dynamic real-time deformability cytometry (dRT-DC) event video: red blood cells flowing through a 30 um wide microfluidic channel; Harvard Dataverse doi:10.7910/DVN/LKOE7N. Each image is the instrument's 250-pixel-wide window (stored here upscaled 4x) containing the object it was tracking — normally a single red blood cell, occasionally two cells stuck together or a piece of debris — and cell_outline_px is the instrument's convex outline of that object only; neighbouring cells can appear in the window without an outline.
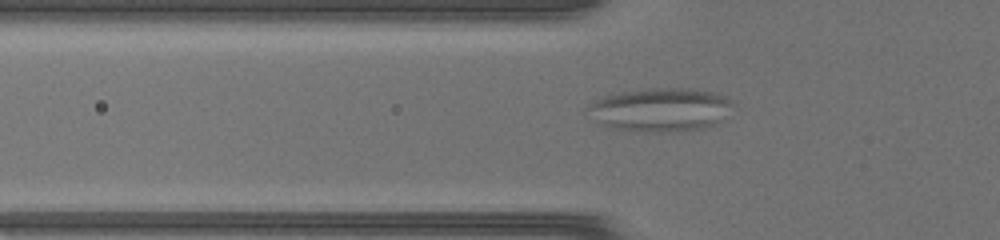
{"species": "common noctule bat (a hibernating species)", "species_latin": "Nyctalus noctula", "temperature_condition": "warm", "stored_images_in_passage": 33, "camera_frame_rate_fps": 3000, "um_per_image_px": 0.085, "animal": {"sex": "female", "body_mass_g": 17.0, "forearm_length_mm": 48.0}, "frame": {"image": 1, "passage_image": 5, "time_ms": 1.333, "image_size_px": [1000, 240], "cell_outline_px": [[728, 104], [720, 120], [704, 128], [620, 128], [604, 124], [584, 108], [588, 104], [612, 92], [648, 88], [688, 88], [720, 92], [728, 100]], "centroid_in_image_um": [56.08, 9.21], "position_along_channel_um": 69.7, "area_um2": 34.56}}
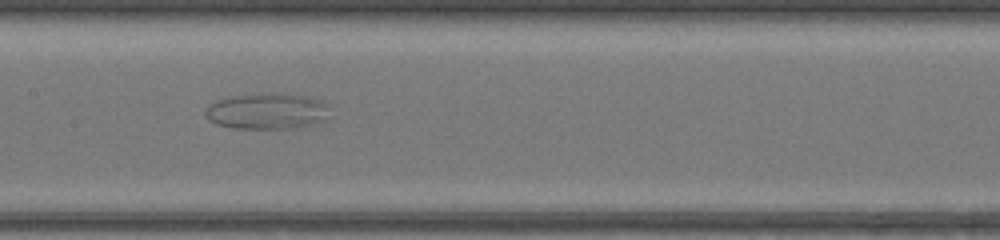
{"frame": {"image": 2, "passage_image": 13, "time_ms": 4.0, "image_size_px": [1000, 240], "cell_outline_px": [[324, 104], [320, 120], [308, 124], [292, 128], [236, 128], [216, 124], [208, 116], [208, 108], [216, 100], [236, 96], [264, 92], [304, 96], [320, 100]], "centroid_in_image_um": [22.6, 9.43], "position_along_channel_um": 184.8, "area_um2": 24.68}}
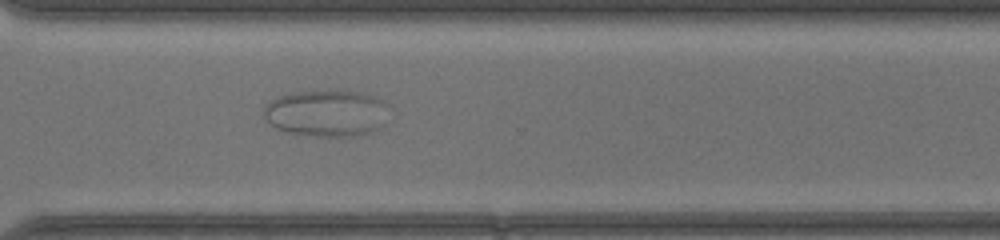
{"frame": {"image": 3, "passage_image": 24, "time_ms": 7.667, "image_size_px": [1000, 240], "cell_outline_px": [[380, 128], [352, 136], [316, 136], [292, 132], [276, 128], [264, 116], [264, 104], [280, 96], [292, 92], [360, 92], [372, 96], [380, 100]], "centroid_in_image_um": [27.6, 9.63], "position_along_channel_um": 343.0, "area_um2": 32.19}}